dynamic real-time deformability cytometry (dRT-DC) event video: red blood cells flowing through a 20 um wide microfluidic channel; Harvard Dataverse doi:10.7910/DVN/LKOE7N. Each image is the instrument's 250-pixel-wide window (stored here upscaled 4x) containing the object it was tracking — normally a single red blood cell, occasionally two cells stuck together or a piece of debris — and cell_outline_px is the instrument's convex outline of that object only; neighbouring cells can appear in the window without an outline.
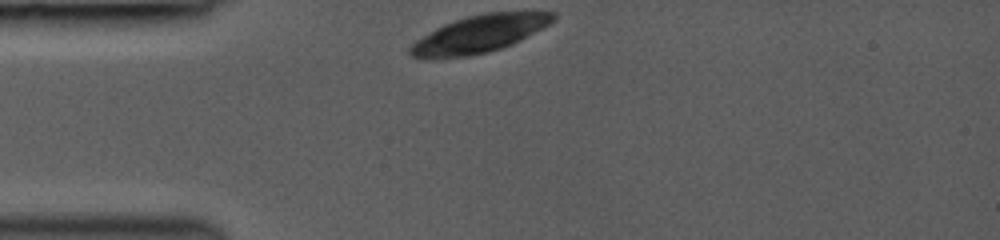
{"species": "common noctule bat (a hibernating species)", "species_latin": "Nyctalus noctula", "temperature_condition": "room temperature", "stored_images_in_passage": 3, "camera_frame_rate_fps": 3000, "um_per_image_px": 0.085, "animal": {"sex": "female", "body_mass_g": 19.0, "forearm_length_mm": 53.3}, "frame": {"image": 1, "passage_image": 1, "time_ms": 0.0, "image_size_px": [1000, 240], "cell_outline_px": [[556, 20], [520, 40], [512, 44], [488, 52], [468, 56], [436, 60], [424, 60], [408, 56], [408, 48], [416, 40], [436, 28], [444, 24], [468, 16], [484, 12], [556, 12]], "centroid_in_image_um": [40.66, 2.92], "position_along_channel_um": 44.3, "area_um2": 31.39}}
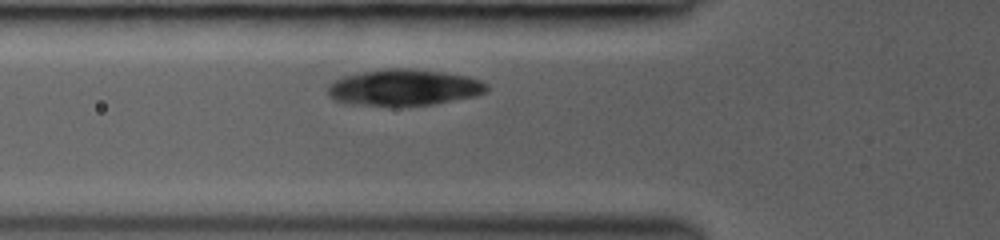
{"frame": {"image": 2, "passage_image": 3, "time_ms": 1.667, "image_size_px": [1000, 240], "cell_outline_px": [[488, 92], [476, 96], [432, 104], [348, 104], [332, 100], [328, 96], [328, 84], [344, 76], [360, 72], [388, 68], [408, 68], [444, 72], [468, 76], [480, 80], [488, 84]], "centroid_in_image_um": [34.35, 7.41], "position_along_channel_um": 91.4, "area_um2": 33.35}}